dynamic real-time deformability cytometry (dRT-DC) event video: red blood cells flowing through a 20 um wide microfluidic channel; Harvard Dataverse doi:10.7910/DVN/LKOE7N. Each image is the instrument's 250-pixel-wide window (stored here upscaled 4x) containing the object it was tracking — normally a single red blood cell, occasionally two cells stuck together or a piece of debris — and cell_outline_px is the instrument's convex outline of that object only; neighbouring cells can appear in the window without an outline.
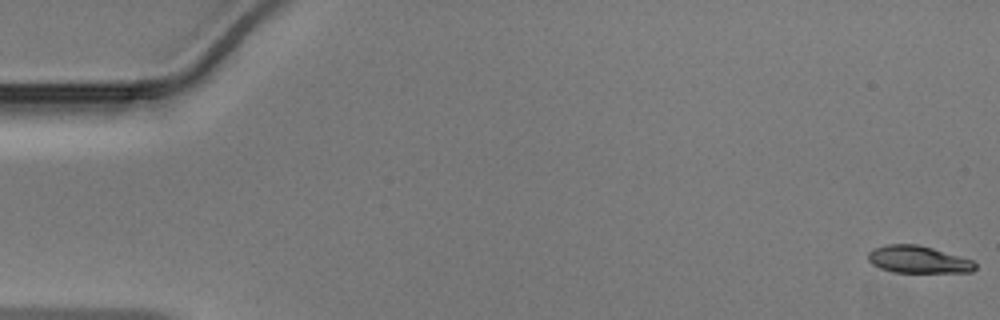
{"species": "Egyptian fruit bat (a non-hibernating species)", "species_latin": "Rousettus aegyptiacus", "temperature_condition": "warm", "stored_images_in_passage": 19, "camera_frame_rate_fps": 3000, "um_per_image_px": 0.085, "animal": {"sex": "male"}, "frame": {"image": 1, "passage_image": 1, "time_ms": 0.0, "image_size_px": [1000, 320], "cell_outline_px": [[976, 268], [972, 272], [892, 272], [880, 268], [872, 264], [868, 260], [868, 252], [872, 248], [888, 244], [916, 244], [932, 248], [972, 260], [976, 264]], "centroid_in_image_um": [78.01, 22.06], "position_along_channel_um": 7.0, "area_um2": 16.94}}
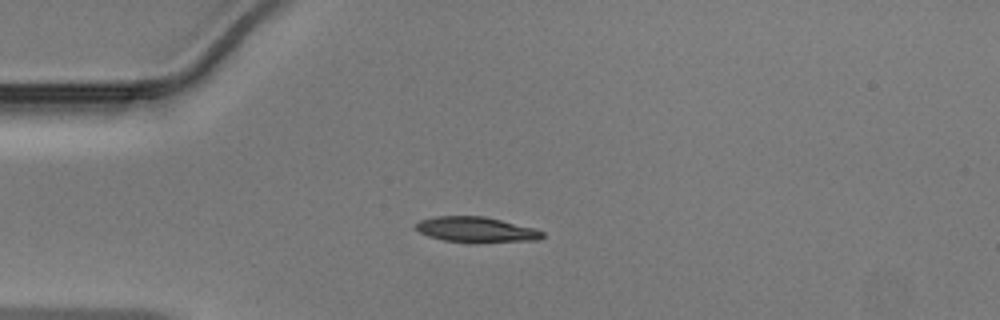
{"frame": {"image": 2, "passage_image": 13, "time_ms": 4.0, "image_size_px": [1000, 320], "cell_outline_px": [[544, 236], [540, 240], [444, 240], [428, 236], [412, 228], [420, 220], [436, 216], [484, 216], [536, 228], [544, 232]], "centroid_in_image_um": [40.44, 19.46], "position_along_channel_um": 44.6, "area_um2": 17.92}}